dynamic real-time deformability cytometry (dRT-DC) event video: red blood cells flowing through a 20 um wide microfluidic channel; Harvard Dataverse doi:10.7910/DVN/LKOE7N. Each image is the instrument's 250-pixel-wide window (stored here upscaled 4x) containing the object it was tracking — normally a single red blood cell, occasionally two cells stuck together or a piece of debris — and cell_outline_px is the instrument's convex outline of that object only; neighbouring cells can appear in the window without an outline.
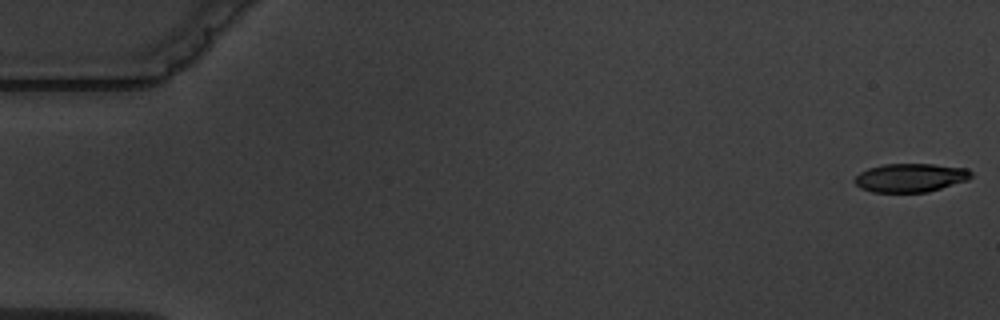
{"species": "common noctule bat (a hibernating species)", "species_latin": "Nyctalus noctula", "temperature_condition": "warm", "stored_images_in_passage": 6, "camera_frame_rate_fps": 3000, "um_per_image_px": 0.085, "animal": {"sex": "male", "body_mass_g": 19.5, "forearm_length_mm": 54.6}, "frame": {"image": 1, "passage_image": 1, "time_ms": 0.0, "image_size_px": [1000, 320], "cell_outline_px": [[972, 176], [968, 180], [928, 192], [872, 192], [860, 188], [852, 180], [860, 172], [868, 168], [884, 164], [932, 164], [968, 168], [972, 172]], "centroid_in_image_um": [77.38, 15.1], "position_along_channel_um": 7.6, "area_um2": 19.54}}
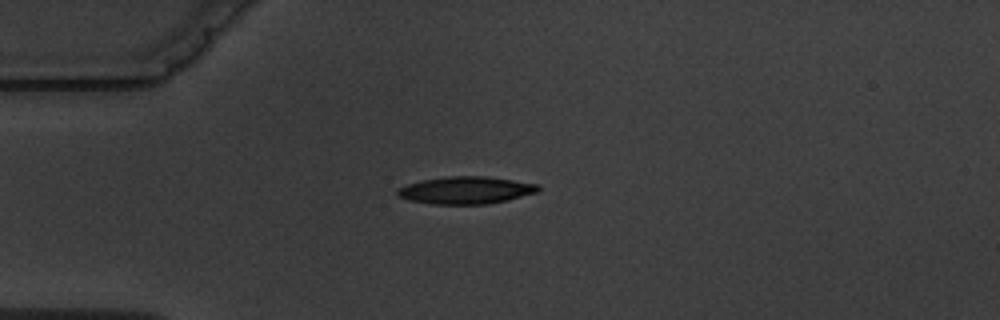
{"frame": {"image": 2, "passage_image": 5, "time_ms": 4.667, "image_size_px": [1000, 320], "cell_outline_px": [[540, 188], [536, 192], [508, 200], [488, 204], [432, 204], [408, 200], [396, 196], [396, 188], [408, 184], [424, 180], [448, 176], [488, 176], [536, 184]], "centroid_in_image_um": [39.54, 16.17], "position_along_channel_um": 45.5, "area_um2": 22.37}}